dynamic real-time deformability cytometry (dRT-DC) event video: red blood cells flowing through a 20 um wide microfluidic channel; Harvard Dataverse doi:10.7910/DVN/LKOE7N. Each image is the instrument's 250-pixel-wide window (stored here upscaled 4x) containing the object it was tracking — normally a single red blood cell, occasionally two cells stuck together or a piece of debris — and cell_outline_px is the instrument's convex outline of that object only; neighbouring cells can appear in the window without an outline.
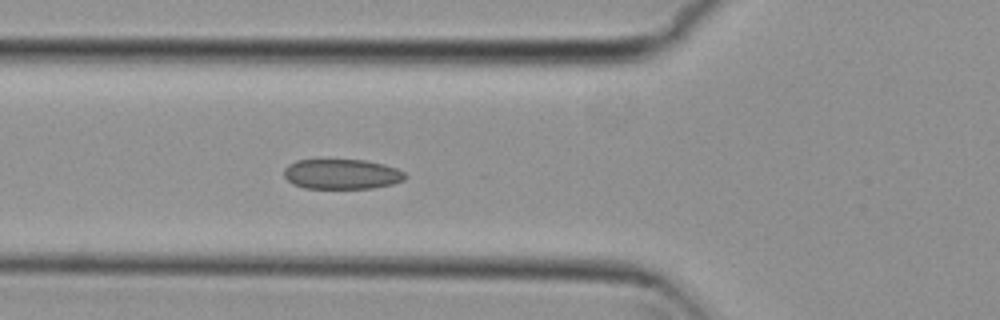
{"species": "common noctule bat (a hibernating species)", "species_latin": "Nyctalus noctula", "temperature_condition": "cold", "stored_images_in_passage": 2, "camera_frame_rate_fps": 3000, "um_per_image_px": 0.085, "animal": {"sex": "female", "body_mass_g": 29.2, "forearm_length_mm": 56.3}, "frame": {"image": 1, "passage_image": 2, "time_ms": 0.333, "image_size_px": [1000, 320], "cell_outline_px": [[408, 176], [404, 180], [392, 184], [372, 188], [304, 188], [292, 184], [284, 176], [284, 168], [288, 164], [296, 160], [364, 160], [384, 164], [396, 168], [404, 172]], "centroid_in_image_um": [29.04, 14.8], "position_along_channel_um": 96.8, "area_um2": 21.27}}